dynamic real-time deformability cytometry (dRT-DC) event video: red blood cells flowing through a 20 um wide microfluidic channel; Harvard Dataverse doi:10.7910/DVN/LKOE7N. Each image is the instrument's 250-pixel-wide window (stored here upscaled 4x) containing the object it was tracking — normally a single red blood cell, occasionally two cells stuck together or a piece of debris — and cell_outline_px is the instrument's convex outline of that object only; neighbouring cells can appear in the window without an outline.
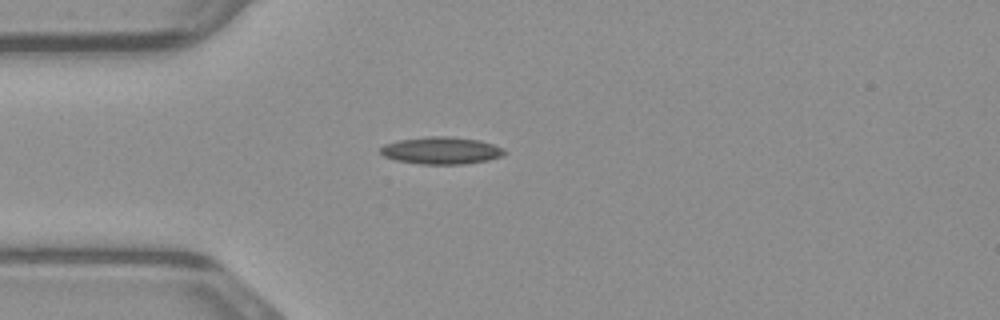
{"species": "common noctule bat (a hibernating species)", "species_latin": "Nyctalus noctula", "temperature_condition": "warm", "stored_images_in_passage": 36, "camera_frame_rate_fps": 3000, "um_per_image_px": 0.085, "animal": {"sex": "male", "body_mass_g": 23.1, "forearm_length_mm": 52.7}, "frame": {"image": 1, "passage_image": 1, "time_ms": 0.0, "image_size_px": [1000, 320], "cell_outline_px": [[508, 152], [504, 156], [488, 160], [464, 164], [420, 164], [396, 160], [384, 156], [380, 152], [380, 148], [384, 144], [400, 140], [428, 136], [448, 136], [480, 140], [504, 148]], "centroid_in_image_um": [37.55, 12.79], "position_along_channel_um": 47.5, "area_um2": 19.77}}
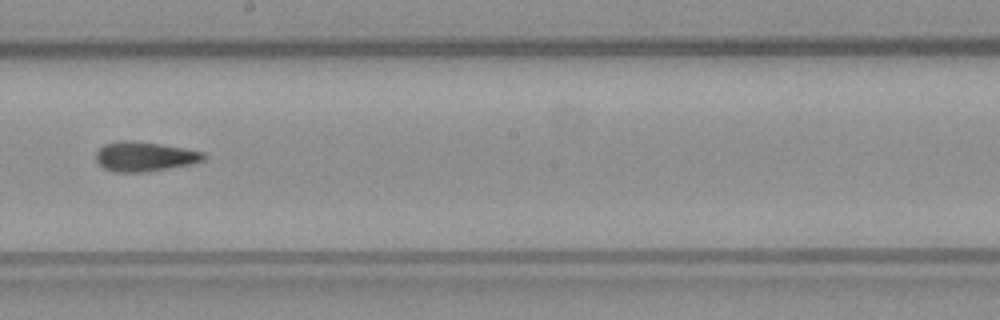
{"frame": {"image": 2, "passage_image": 15, "time_ms": 4.667, "image_size_px": [1000, 320], "cell_outline_px": [[208, 156], [204, 160], [192, 164], [148, 172], [112, 172], [104, 168], [96, 160], [96, 152], [104, 144], [160, 144], [184, 148], [204, 152]], "centroid_in_image_um": [12.38, 13.37], "position_along_channel_um": 235.8, "area_um2": 17.8}}
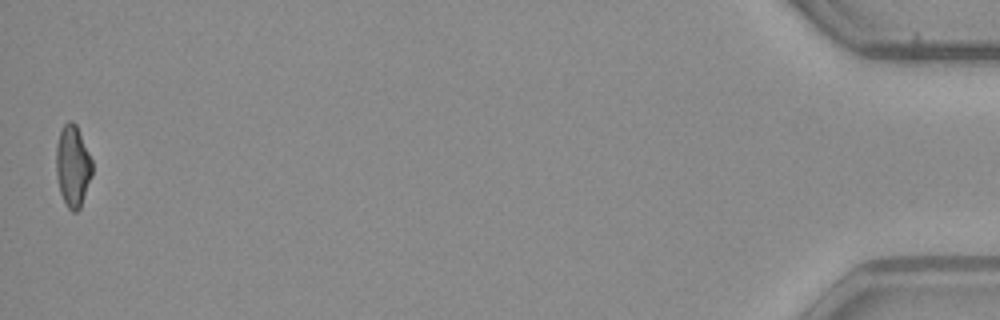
{"frame": {"image": 3, "passage_image": 36, "time_ms": 11.667, "image_size_px": [1000, 320], "cell_outline_px": [[92, 176], [80, 208], [76, 212], [72, 212], [68, 208], [60, 192], [56, 176], [56, 144], [60, 132], [64, 124], [68, 120], [72, 120], [76, 124], [92, 160]], "centroid_in_image_um": [6.18, 14.11], "position_along_channel_um": 429.0, "area_um2": 17.17}}